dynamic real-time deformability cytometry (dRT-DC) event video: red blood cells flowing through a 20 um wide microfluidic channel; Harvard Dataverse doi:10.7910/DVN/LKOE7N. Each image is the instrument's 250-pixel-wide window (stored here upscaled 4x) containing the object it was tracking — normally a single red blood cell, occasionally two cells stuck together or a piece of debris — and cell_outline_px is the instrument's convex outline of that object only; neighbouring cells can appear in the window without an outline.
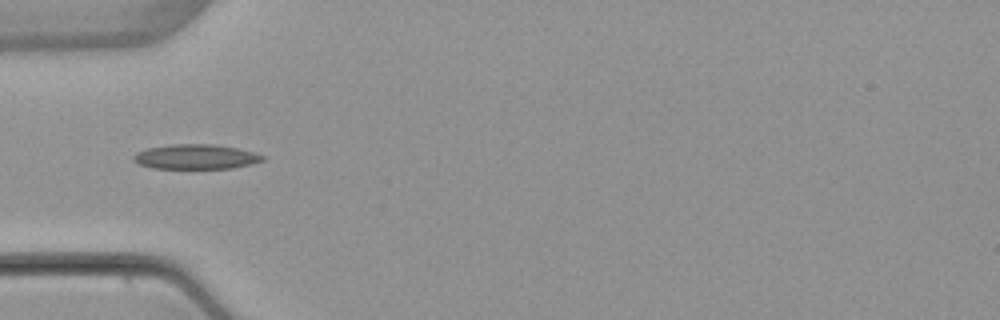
{"species": "common noctule bat (a hibernating species)", "species_latin": "Nyctalus noctula", "temperature_condition": "warm", "stored_images_in_passage": 8, "camera_frame_rate_fps": 3000, "um_per_image_px": 0.085, "animal": {"sex": "female", "body_mass_g": 22.7, "forearm_length_mm": 54.2}, "frame": {"image": 1, "passage_image": 6, "time_ms": 7.0, "image_size_px": [1000, 320], "cell_outline_px": [[264, 160], [252, 164], [232, 168], [152, 168], [140, 164], [132, 160], [132, 156], [136, 152], [148, 148], [172, 144], [212, 144], [236, 148], [252, 152], [264, 156]], "centroid_in_image_um": [16.61, 13.32], "position_along_channel_um": 68.4, "area_um2": 18.5}}
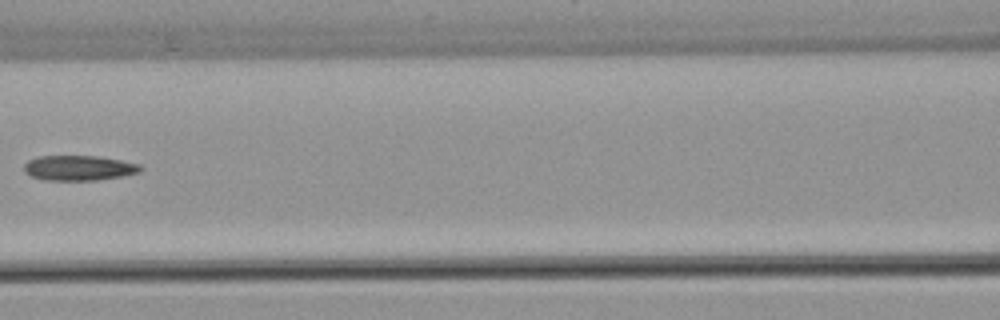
{"frame": {"image": 2, "passage_image": 8, "time_ms": 9.333, "image_size_px": [1000, 320], "cell_outline_px": [[144, 168], [140, 172], [120, 176], [96, 180], [44, 180], [32, 176], [24, 172], [24, 164], [28, 160], [40, 156], [100, 156], [140, 164]], "centroid_in_image_um": [6.71, 14.27], "position_along_channel_um": 159.9, "area_um2": 16.99}}